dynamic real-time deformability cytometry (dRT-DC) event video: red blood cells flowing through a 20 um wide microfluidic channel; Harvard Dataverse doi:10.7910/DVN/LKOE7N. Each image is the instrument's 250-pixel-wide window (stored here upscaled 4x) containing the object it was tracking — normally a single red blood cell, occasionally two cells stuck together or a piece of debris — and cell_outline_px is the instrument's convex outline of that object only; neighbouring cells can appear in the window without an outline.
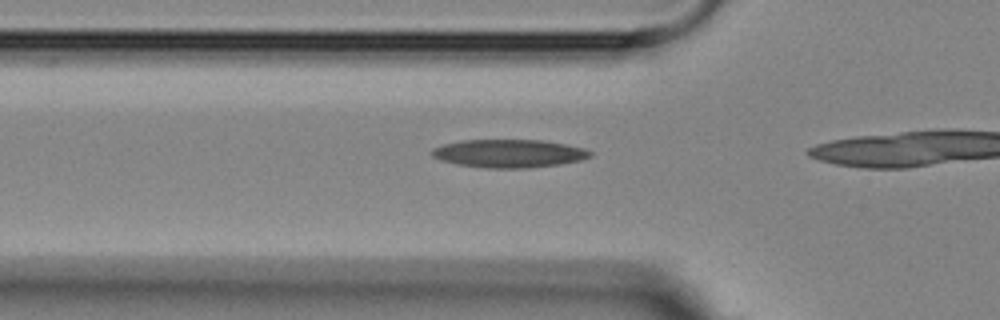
{"species": "Egyptian fruit bat (a non-hibernating species)", "species_latin": "Rousettus aegyptiacus", "temperature_condition": "room temperature", "stored_images_in_passage": 4, "segment_of_instrument_passage": [2, 2], "camera_frame_rate_fps": 3000, "um_per_image_px": 0.085, "animal": {"sex": "female"}, "frame": {"image": 1, "passage_image": 4, "time_ms": 4.333, "image_size_px": [1000, 320], "cell_outline_px": [[592, 156], [580, 160], [560, 164], [528, 168], [484, 168], [456, 164], [440, 160], [432, 156], [432, 148], [444, 144], [460, 140], [540, 140], [564, 144], [584, 148], [592, 152]], "centroid_in_image_um": [43.24, 13.05], "position_along_channel_um": 82.6, "area_um2": 25.95}}